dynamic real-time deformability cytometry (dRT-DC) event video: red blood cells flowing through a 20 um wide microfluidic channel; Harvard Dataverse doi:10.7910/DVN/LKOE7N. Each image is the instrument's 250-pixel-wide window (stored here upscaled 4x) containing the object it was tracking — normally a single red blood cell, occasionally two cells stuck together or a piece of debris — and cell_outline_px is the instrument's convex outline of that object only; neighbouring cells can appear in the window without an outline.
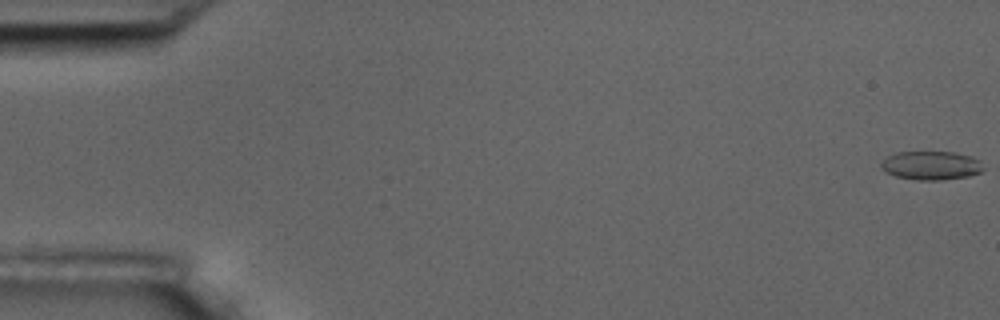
{"species": "common noctule bat (a hibernating species)", "species_latin": "Nyctalus noctula", "temperature_condition": "room temperature", "stored_images_in_passage": 4, "camera_frame_rate_fps": 3000, "um_per_image_px": 0.085, "animal": {"sex": "male", "body_mass_g": 17.5, "forearm_length_mm": 52.3}, "frame": {"image": 1, "passage_image": 1, "time_ms": 0.0, "image_size_px": [1000, 320], "cell_outline_px": [[984, 168], [980, 172], [968, 176], [940, 180], [916, 180], [896, 176], [884, 172], [880, 168], [880, 164], [888, 156], [896, 152], [956, 152], [972, 156], [980, 160]], "centroid_in_image_um": [79.14, 14.06], "position_along_channel_um": 5.9, "area_um2": 17.22}}